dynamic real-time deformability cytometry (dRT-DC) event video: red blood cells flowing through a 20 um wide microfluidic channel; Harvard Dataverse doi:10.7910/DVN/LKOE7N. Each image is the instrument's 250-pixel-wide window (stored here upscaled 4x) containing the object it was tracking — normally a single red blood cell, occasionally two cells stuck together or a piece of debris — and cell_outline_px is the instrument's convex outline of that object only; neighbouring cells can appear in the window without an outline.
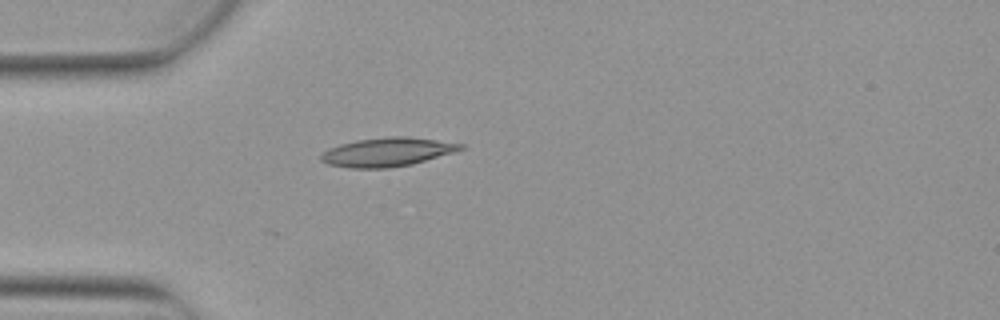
{"species": "Egyptian fruit bat (a non-hibernating species)", "species_latin": "Rousettus aegyptiacus", "temperature_condition": "warm", "stored_images_in_passage": 1, "camera_frame_rate_fps": 3000, "um_per_image_px": 0.085, "animal": {"sex": "female"}, "frame": {"image": 1, "passage_image": 1, "time_ms": 0.0, "image_size_px": [1000, 320], "cell_outline_px": [[464, 148], [452, 152], [412, 164], [388, 168], [348, 168], [328, 164], [320, 160], [320, 156], [328, 148], [340, 144], [356, 140], [392, 136], [404, 136], [436, 140], [464, 144]], "centroid_in_image_um": [32.86, 12.92], "position_along_channel_um": 52.1, "area_um2": 23.18}}